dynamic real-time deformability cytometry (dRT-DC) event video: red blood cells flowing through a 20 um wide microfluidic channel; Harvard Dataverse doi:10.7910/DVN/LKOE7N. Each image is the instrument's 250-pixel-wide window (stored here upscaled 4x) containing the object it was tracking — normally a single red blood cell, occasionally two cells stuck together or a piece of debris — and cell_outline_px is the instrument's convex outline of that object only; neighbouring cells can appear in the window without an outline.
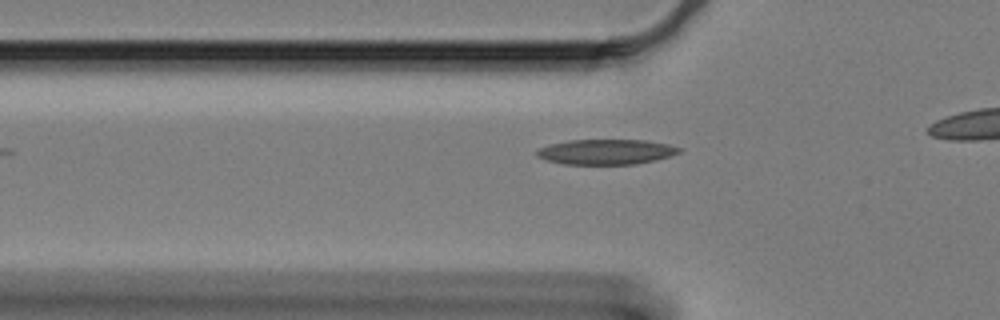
{"species": "Egyptian fruit bat (a non-hibernating species)", "species_latin": "Rousettus aegyptiacus", "temperature_condition": "cold", "stored_images_in_passage": 9, "camera_frame_rate_fps": 3000, "um_per_image_px": 0.085, "animal": {"sex": "female"}, "frame": {"image": 1, "passage_image": 2, "time_ms": 0.333, "image_size_px": [1000, 320], "cell_outline_px": [[684, 148], [680, 152], [656, 160], [636, 164], [564, 164], [548, 160], [536, 156], [536, 148], [548, 144], [568, 140], [644, 140], [668, 144]], "centroid_in_image_um": [51.5, 12.9], "position_along_channel_um": 74.3, "area_um2": 20.98}}
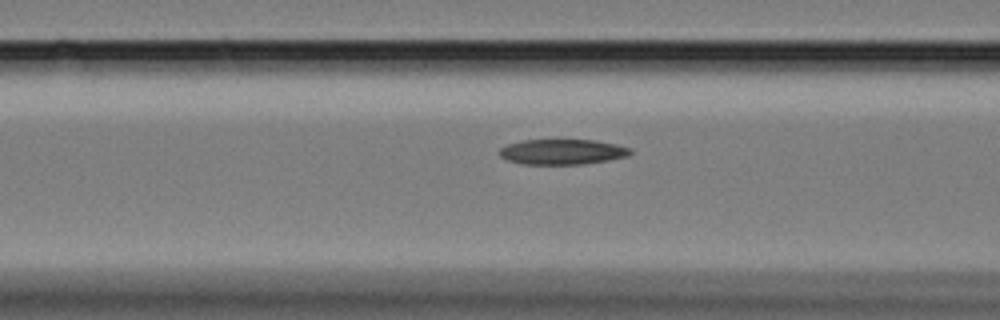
{"frame": {"image": 2, "passage_image": 6, "time_ms": 1.667, "image_size_px": [1000, 320], "cell_outline_px": [[632, 152], [628, 156], [608, 160], [584, 164], [520, 164], [508, 160], [500, 156], [496, 152], [500, 148], [508, 144], [524, 140], [596, 140], [616, 144], [632, 148]], "centroid_in_image_um": [47.79, 12.9], "position_along_channel_um": 118.8, "area_um2": 19.42}}